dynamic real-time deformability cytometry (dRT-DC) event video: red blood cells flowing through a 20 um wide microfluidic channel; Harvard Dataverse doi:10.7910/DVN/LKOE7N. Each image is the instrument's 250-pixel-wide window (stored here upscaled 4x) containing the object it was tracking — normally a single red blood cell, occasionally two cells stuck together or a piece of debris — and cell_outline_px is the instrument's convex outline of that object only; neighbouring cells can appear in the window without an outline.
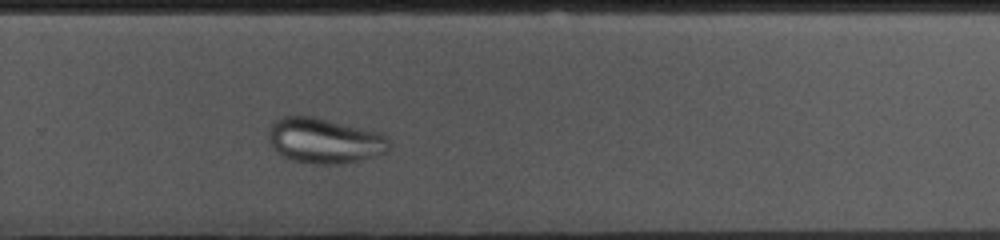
{"species": "common noctule bat (a hibernating species)", "species_latin": "Nyctalus noctula", "temperature_condition": "cold", "stored_images_in_passage": 34, "camera_frame_rate_fps": 3000, "um_per_image_px": 0.085, "animal": {"sex": "female", "body_mass_g": 10.0, "forearm_length_mm": 53.1}, "frame": {"image": 1, "passage_image": 25, "time_ms": 8.0, "image_size_px": [1000, 240], "cell_outline_px": [[392, 144], [388, 152], [360, 160], [340, 164], [320, 164], [292, 160], [284, 156], [268, 140], [268, 128], [280, 116], [316, 116], [380, 132], [388, 136], [392, 140]], "centroid_in_image_um": [27.65, 11.93], "position_along_channel_um": 302.2, "area_um2": 32.14}}